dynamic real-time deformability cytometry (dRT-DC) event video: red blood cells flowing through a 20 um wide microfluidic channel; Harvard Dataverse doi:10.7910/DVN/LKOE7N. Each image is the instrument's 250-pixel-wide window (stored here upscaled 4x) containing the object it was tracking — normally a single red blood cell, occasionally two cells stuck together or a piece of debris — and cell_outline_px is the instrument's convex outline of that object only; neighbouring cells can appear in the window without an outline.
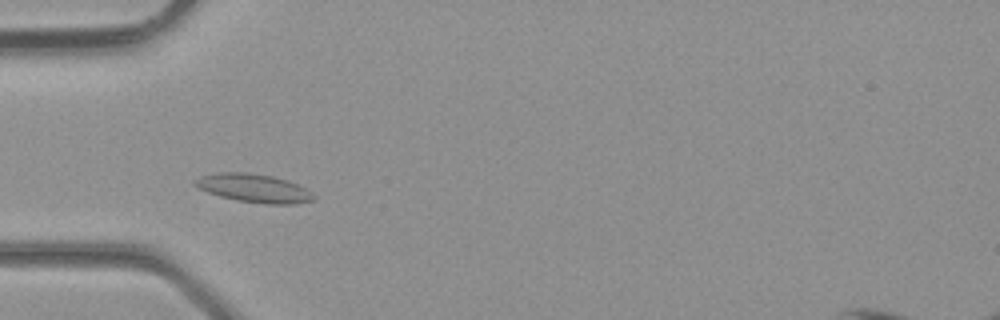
{"species": "common noctule bat (a hibernating species)", "species_latin": "Nyctalus noctula", "temperature_condition": "room temperature", "stored_images_in_passage": 2, "camera_frame_rate_fps": 3000, "um_per_image_px": 0.085, "animal": {"sex": "male", "body_mass_g": 23.1, "forearm_length_mm": 52.7}, "frame": {"image": 1, "passage_image": 2, "time_ms": 0.333, "image_size_px": [1000, 320], "cell_outline_px": [[316, 196], [312, 200], [296, 204], [264, 204], [236, 200], [220, 196], [208, 192], [192, 184], [192, 180], [200, 176], [216, 172], [244, 172], [272, 176], [288, 180], [308, 188]], "centroid_in_image_um": [21.59, 15.99], "position_along_channel_um": 63.4, "area_um2": 19.88}}